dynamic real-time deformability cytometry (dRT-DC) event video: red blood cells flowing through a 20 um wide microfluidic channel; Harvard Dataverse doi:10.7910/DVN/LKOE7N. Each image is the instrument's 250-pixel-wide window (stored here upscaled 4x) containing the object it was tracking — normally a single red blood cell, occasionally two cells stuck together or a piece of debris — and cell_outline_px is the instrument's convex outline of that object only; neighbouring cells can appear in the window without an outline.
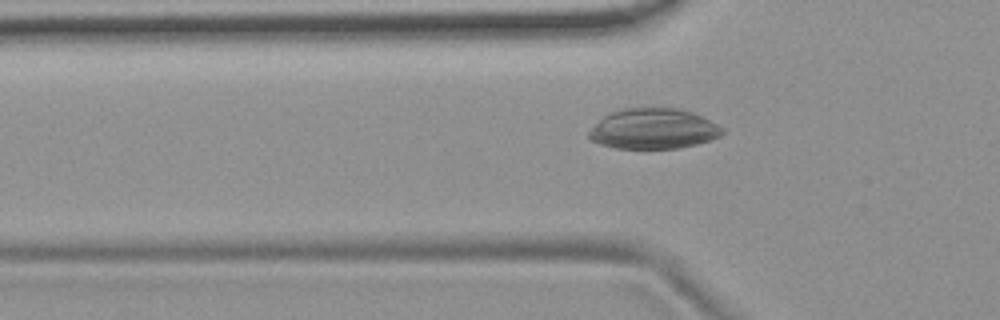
{"species": "common noctule bat (a hibernating species)", "species_latin": "Nyctalus noctula", "temperature_condition": "room temperature", "stored_images_in_passage": 44, "camera_frame_rate_fps": 3000, "um_per_image_px": 0.085, "animal": {"sex": "female", "body_mass_g": 19.9}, "frame": {"image": 1, "passage_image": 8, "time_ms": 2.333, "image_size_px": [1000, 320], "cell_outline_px": [[724, 132], [720, 136], [696, 144], [676, 148], [616, 148], [600, 144], [592, 140], [588, 136], [588, 132], [604, 116], [620, 108], [680, 108], [692, 112], [724, 128]], "centroid_in_image_um": [55.53, 10.94], "position_along_channel_um": 70.3, "area_um2": 31.1}}
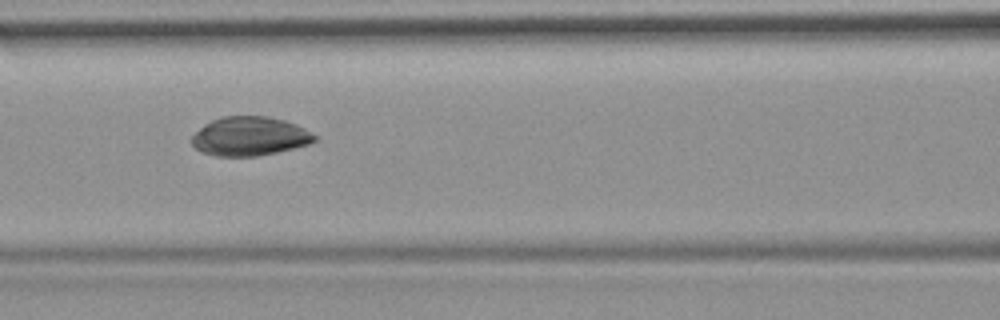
{"frame": {"image": 2, "passage_image": 14, "time_ms": 4.333, "image_size_px": [1000, 320], "cell_outline_px": [[316, 140], [308, 144], [276, 152], [256, 156], [216, 156], [200, 152], [192, 144], [192, 136], [204, 124], [220, 116], [264, 116], [284, 120], [296, 124], [304, 128], [316, 136]], "centroid_in_image_um": [21.19, 11.58], "position_along_channel_um": 145.4, "area_um2": 27.74}}
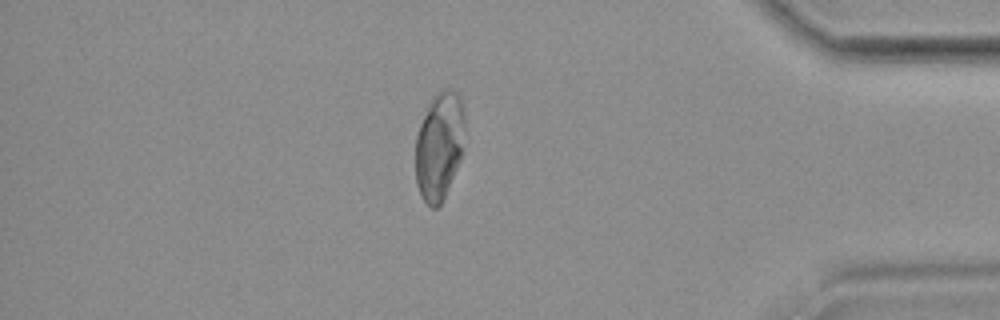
{"frame": {"image": 3, "passage_image": 37, "time_ms": 12.0, "image_size_px": [1000, 320], "cell_outline_px": [[464, 124], [460, 160], [444, 200], [436, 208], [432, 208], [424, 200], [416, 184], [416, 136], [420, 124], [428, 104], [432, 96], [436, 92], [444, 88], [448, 88], [456, 92], [460, 96], [464, 112]], "centroid_in_image_um": [37.33, 12.38], "position_along_channel_um": 397.9, "area_um2": 30.98}}